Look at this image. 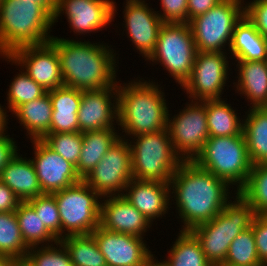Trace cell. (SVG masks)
Returning <instances> with one entry per match:
<instances>
[{
	"mask_svg": "<svg viewBox=\"0 0 267 266\" xmlns=\"http://www.w3.org/2000/svg\"><path fill=\"white\" fill-rule=\"evenodd\" d=\"M159 1L161 10L156 12L164 23H188V0Z\"/></svg>",
	"mask_w": 267,
	"mask_h": 266,
	"instance_id": "obj_40",
	"label": "cell"
},
{
	"mask_svg": "<svg viewBox=\"0 0 267 266\" xmlns=\"http://www.w3.org/2000/svg\"><path fill=\"white\" fill-rule=\"evenodd\" d=\"M0 180L15 193L21 202L44 194L31 159L23 157L20 151L3 168Z\"/></svg>",
	"mask_w": 267,
	"mask_h": 266,
	"instance_id": "obj_25",
	"label": "cell"
},
{
	"mask_svg": "<svg viewBox=\"0 0 267 266\" xmlns=\"http://www.w3.org/2000/svg\"><path fill=\"white\" fill-rule=\"evenodd\" d=\"M29 247L25 244L15 211L0 212V255L22 262Z\"/></svg>",
	"mask_w": 267,
	"mask_h": 266,
	"instance_id": "obj_33",
	"label": "cell"
},
{
	"mask_svg": "<svg viewBox=\"0 0 267 266\" xmlns=\"http://www.w3.org/2000/svg\"><path fill=\"white\" fill-rule=\"evenodd\" d=\"M193 161L227 181L234 192L246 184L252 168L243 132L240 135L209 137Z\"/></svg>",
	"mask_w": 267,
	"mask_h": 266,
	"instance_id": "obj_7",
	"label": "cell"
},
{
	"mask_svg": "<svg viewBox=\"0 0 267 266\" xmlns=\"http://www.w3.org/2000/svg\"><path fill=\"white\" fill-rule=\"evenodd\" d=\"M21 200L0 180V212L16 211Z\"/></svg>",
	"mask_w": 267,
	"mask_h": 266,
	"instance_id": "obj_44",
	"label": "cell"
},
{
	"mask_svg": "<svg viewBox=\"0 0 267 266\" xmlns=\"http://www.w3.org/2000/svg\"><path fill=\"white\" fill-rule=\"evenodd\" d=\"M20 262L9 256L0 255V266H18Z\"/></svg>",
	"mask_w": 267,
	"mask_h": 266,
	"instance_id": "obj_48",
	"label": "cell"
},
{
	"mask_svg": "<svg viewBox=\"0 0 267 266\" xmlns=\"http://www.w3.org/2000/svg\"><path fill=\"white\" fill-rule=\"evenodd\" d=\"M77 114L79 131L82 133L119 128L116 127L118 126V82L110 87L82 91Z\"/></svg>",
	"mask_w": 267,
	"mask_h": 266,
	"instance_id": "obj_18",
	"label": "cell"
},
{
	"mask_svg": "<svg viewBox=\"0 0 267 266\" xmlns=\"http://www.w3.org/2000/svg\"><path fill=\"white\" fill-rule=\"evenodd\" d=\"M82 40L53 36L49 41L57 50L64 85L81 91L115 85L120 54L108 43Z\"/></svg>",
	"mask_w": 267,
	"mask_h": 266,
	"instance_id": "obj_2",
	"label": "cell"
},
{
	"mask_svg": "<svg viewBox=\"0 0 267 266\" xmlns=\"http://www.w3.org/2000/svg\"><path fill=\"white\" fill-rule=\"evenodd\" d=\"M238 192L256 215H267V164L252 165L246 184Z\"/></svg>",
	"mask_w": 267,
	"mask_h": 266,
	"instance_id": "obj_34",
	"label": "cell"
},
{
	"mask_svg": "<svg viewBox=\"0 0 267 266\" xmlns=\"http://www.w3.org/2000/svg\"><path fill=\"white\" fill-rule=\"evenodd\" d=\"M251 227L260 263L267 266V215H256Z\"/></svg>",
	"mask_w": 267,
	"mask_h": 266,
	"instance_id": "obj_42",
	"label": "cell"
},
{
	"mask_svg": "<svg viewBox=\"0 0 267 266\" xmlns=\"http://www.w3.org/2000/svg\"><path fill=\"white\" fill-rule=\"evenodd\" d=\"M17 70H19V73L14 74L16 76L11 80L12 82L6 93V109H9L8 113H13L20 105L40 98L47 93V91L29 77L21 67L18 66Z\"/></svg>",
	"mask_w": 267,
	"mask_h": 266,
	"instance_id": "obj_35",
	"label": "cell"
},
{
	"mask_svg": "<svg viewBox=\"0 0 267 266\" xmlns=\"http://www.w3.org/2000/svg\"><path fill=\"white\" fill-rule=\"evenodd\" d=\"M52 194L60 214L61 239L88 235L100 226L102 196L83 180Z\"/></svg>",
	"mask_w": 267,
	"mask_h": 266,
	"instance_id": "obj_9",
	"label": "cell"
},
{
	"mask_svg": "<svg viewBox=\"0 0 267 266\" xmlns=\"http://www.w3.org/2000/svg\"><path fill=\"white\" fill-rule=\"evenodd\" d=\"M15 138L6 134L4 137H0V176L3 168L17 155L18 145Z\"/></svg>",
	"mask_w": 267,
	"mask_h": 266,
	"instance_id": "obj_43",
	"label": "cell"
},
{
	"mask_svg": "<svg viewBox=\"0 0 267 266\" xmlns=\"http://www.w3.org/2000/svg\"><path fill=\"white\" fill-rule=\"evenodd\" d=\"M147 0H125L123 6L126 38L134 44L138 54L146 59L152 54L158 40V34L164 22L155 8L149 7Z\"/></svg>",
	"mask_w": 267,
	"mask_h": 266,
	"instance_id": "obj_16",
	"label": "cell"
},
{
	"mask_svg": "<svg viewBox=\"0 0 267 266\" xmlns=\"http://www.w3.org/2000/svg\"><path fill=\"white\" fill-rule=\"evenodd\" d=\"M169 186L170 205L174 204L177 209L181 231H190L212 220L237 193L232 194V186L227 181L199 167L193 160L180 163Z\"/></svg>",
	"mask_w": 267,
	"mask_h": 266,
	"instance_id": "obj_1",
	"label": "cell"
},
{
	"mask_svg": "<svg viewBox=\"0 0 267 266\" xmlns=\"http://www.w3.org/2000/svg\"><path fill=\"white\" fill-rule=\"evenodd\" d=\"M255 216L254 208L237 192L212 220L199 224L190 232L212 265L224 263L229 245L239 233L251 227Z\"/></svg>",
	"mask_w": 267,
	"mask_h": 266,
	"instance_id": "obj_5",
	"label": "cell"
},
{
	"mask_svg": "<svg viewBox=\"0 0 267 266\" xmlns=\"http://www.w3.org/2000/svg\"><path fill=\"white\" fill-rule=\"evenodd\" d=\"M22 263L25 266H73L68 251L60 241L29 247Z\"/></svg>",
	"mask_w": 267,
	"mask_h": 266,
	"instance_id": "obj_37",
	"label": "cell"
},
{
	"mask_svg": "<svg viewBox=\"0 0 267 266\" xmlns=\"http://www.w3.org/2000/svg\"><path fill=\"white\" fill-rule=\"evenodd\" d=\"M59 241L68 251L73 266H107L91 234L65 236Z\"/></svg>",
	"mask_w": 267,
	"mask_h": 266,
	"instance_id": "obj_32",
	"label": "cell"
},
{
	"mask_svg": "<svg viewBox=\"0 0 267 266\" xmlns=\"http://www.w3.org/2000/svg\"><path fill=\"white\" fill-rule=\"evenodd\" d=\"M42 140L65 160L77 166L83 145L82 132L49 133Z\"/></svg>",
	"mask_w": 267,
	"mask_h": 266,
	"instance_id": "obj_38",
	"label": "cell"
},
{
	"mask_svg": "<svg viewBox=\"0 0 267 266\" xmlns=\"http://www.w3.org/2000/svg\"><path fill=\"white\" fill-rule=\"evenodd\" d=\"M119 83L118 127L121 128L118 129L122 131L119 133L121 138L129 140L133 136L167 128L169 103L158 82L147 81L138 75L128 83Z\"/></svg>",
	"mask_w": 267,
	"mask_h": 266,
	"instance_id": "obj_3",
	"label": "cell"
},
{
	"mask_svg": "<svg viewBox=\"0 0 267 266\" xmlns=\"http://www.w3.org/2000/svg\"><path fill=\"white\" fill-rule=\"evenodd\" d=\"M197 50L189 23H164L152 54L146 59L159 64L180 88L190 77ZM156 63V64H154Z\"/></svg>",
	"mask_w": 267,
	"mask_h": 266,
	"instance_id": "obj_8",
	"label": "cell"
},
{
	"mask_svg": "<svg viewBox=\"0 0 267 266\" xmlns=\"http://www.w3.org/2000/svg\"><path fill=\"white\" fill-rule=\"evenodd\" d=\"M52 104L50 133L78 132V110L82 91L63 85L47 91Z\"/></svg>",
	"mask_w": 267,
	"mask_h": 266,
	"instance_id": "obj_24",
	"label": "cell"
},
{
	"mask_svg": "<svg viewBox=\"0 0 267 266\" xmlns=\"http://www.w3.org/2000/svg\"><path fill=\"white\" fill-rule=\"evenodd\" d=\"M100 226L107 231L145 238L152 224L123 195H117L102 197Z\"/></svg>",
	"mask_w": 267,
	"mask_h": 266,
	"instance_id": "obj_20",
	"label": "cell"
},
{
	"mask_svg": "<svg viewBox=\"0 0 267 266\" xmlns=\"http://www.w3.org/2000/svg\"><path fill=\"white\" fill-rule=\"evenodd\" d=\"M106 128L102 130L86 131L82 133L83 145L80 158L75 167L81 179L101 161L108 149L120 137L119 129Z\"/></svg>",
	"mask_w": 267,
	"mask_h": 266,
	"instance_id": "obj_28",
	"label": "cell"
},
{
	"mask_svg": "<svg viewBox=\"0 0 267 266\" xmlns=\"http://www.w3.org/2000/svg\"><path fill=\"white\" fill-rule=\"evenodd\" d=\"M6 62L21 67L23 71L46 91L64 85L60 61L56 48L50 43L24 46L8 56H1Z\"/></svg>",
	"mask_w": 267,
	"mask_h": 266,
	"instance_id": "obj_14",
	"label": "cell"
},
{
	"mask_svg": "<svg viewBox=\"0 0 267 266\" xmlns=\"http://www.w3.org/2000/svg\"><path fill=\"white\" fill-rule=\"evenodd\" d=\"M228 99L206 100L207 128L210 137L240 135L243 132L241 113L228 104Z\"/></svg>",
	"mask_w": 267,
	"mask_h": 266,
	"instance_id": "obj_29",
	"label": "cell"
},
{
	"mask_svg": "<svg viewBox=\"0 0 267 266\" xmlns=\"http://www.w3.org/2000/svg\"><path fill=\"white\" fill-rule=\"evenodd\" d=\"M212 266H231V265H228L226 263H217V264H213Z\"/></svg>",
	"mask_w": 267,
	"mask_h": 266,
	"instance_id": "obj_50",
	"label": "cell"
},
{
	"mask_svg": "<svg viewBox=\"0 0 267 266\" xmlns=\"http://www.w3.org/2000/svg\"><path fill=\"white\" fill-rule=\"evenodd\" d=\"M243 135L252 165L267 164V107L246 110Z\"/></svg>",
	"mask_w": 267,
	"mask_h": 266,
	"instance_id": "obj_27",
	"label": "cell"
},
{
	"mask_svg": "<svg viewBox=\"0 0 267 266\" xmlns=\"http://www.w3.org/2000/svg\"><path fill=\"white\" fill-rule=\"evenodd\" d=\"M244 4V0H222L189 21L197 52L228 53L234 27L244 15Z\"/></svg>",
	"mask_w": 267,
	"mask_h": 266,
	"instance_id": "obj_10",
	"label": "cell"
},
{
	"mask_svg": "<svg viewBox=\"0 0 267 266\" xmlns=\"http://www.w3.org/2000/svg\"><path fill=\"white\" fill-rule=\"evenodd\" d=\"M231 266H262L252 227L239 233L229 245L225 262Z\"/></svg>",
	"mask_w": 267,
	"mask_h": 266,
	"instance_id": "obj_36",
	"label": "cell"
},
{
	"mask_svg": "<svg viewBox=\"0 0 267 266\" xmlns=\"http://www.w3.org/2000/svg\"><path fill=\"white\" fill-rule=\"evenodd\" d=\"M53 16L34 0L0 2V56L51 40Z\"/></svg>",
	"mask_w": 267,
	"mask_h": 266,
	"instance_id": "obj_4",
	"label": "cell"
},
{
	"mask_svg": "<svg viewBox=\"0 0 267 266\" xmlns=\"http://www.w3.org/2000/svg\"><path fill=\"white\" fill-rule=\"evenodd\" d=\"M91 235L104 255L107 266H140L153 255L142 237L107 231L101 226Z\"/></svg>",
	"mask_w": 267,
	"mask_h": 266,
	"instance_id": "obj_19",
	"label": "cell"
},
{
	"mask_svg": "<svg viewBox=\"0 0 267 266\" xmlns=\"http://www.w3.org/2000/svg\"><path fill=\"white\" fill-rule=\"evenodd\" d=\"M52 104L47 92L40 98L20 105L12 115L18 119L30 140L42 139L50 133Z\"/></svg>",
	"mask_w": 267,
	"mask_h": 266,
	"instance_id": "obj_26",
	"label": "cell"
},
{
	"mask_svg": "<svg viewBox=\"0 0 267 266\" xmlns=\"http://www.w3.org/2000/svg\"><path fill=\"white\" fill-rule=\"evenodd\" d=\"M133 179L128 139L119 137L82 180L102 197L122 195Z\"/></svg>",
	"mask_w": 267,
	"mask_h": 266,
	"instance_id": "obj_13",
	"label": "cell"
},
{
	"mask_svg": "<svg viewBox=\"0 0 267 266\" xmlns=\"http://www.w3.org/2000/svg\"><path fill=\"white\" fill-rule=\"evenodd\" d=\"M235 93L245 97L250 108L267 107V61H235ZM237 69V70H236ZM237 91V92H236ZM250 103V104H249Z\"/></svg>",
	"mask_w": 267,
	"mask_h": 266,
	"instance_id": "obj_22",
	"label": "cell"
},
{
	"mask_svg": "<svg viewBox=\"0 0 267 266\" xmlns=\"http://www.w3.org/2000/svg\"><path fill=\"white\" fill-rule=\"evenodd\" d=\"M130 139L133 179L169 183L183 160L174 151L168 128Z\"/></svg>",
	"mask_w": 267,
	"mask_h": 266,
	"instance_id": "obj_6",
	"label": "cell"
},
{
	"mask_svg": "<svg viewBox=\"0 0 267 266\" xmlns=\"http://www.w3.org/2000/svg\"><path fill=\"white\" fill-rule=\"evenodd\" d=\"M58 0H34L35 3L43 6L52 16L55 15Z\"/></svg>",
	"mask_w": 267,
	"mask_h": 266,
	"instance_id": "obj_47",
	"label": "cell"
},
{
	"mask_svg": "<svg viewBox=\"0 0 267 266\" xmlns=\"http://www.w3.org/2000/svg\"><path fill=\"white\" fill-rule=\"evenodd\" d=\"M172 242L168 257L163 259L166 266H212L206 259L200 243L190 231H179Z\"/></svg>",
	"mask_w": 267,
	"mask_h": 266,
	"instance_id": "obj_30",
	"label": "cell"
},
{
	"mask_svg": "<svg viewBox=\"0 0 267 266\" xmlns=\"http://www.w3.org/2000/svg\"><path fill=\"white\" fill-rule=\"evenodd\" d=\"M185 103L172 117L168 110L167 128L175 153L183 161H192L210 137L207 128L206 100Z\"/></svg>",
	"mask_w": 267,
	"mask_h": 266,
	"instance_id": "obj_11",
	"label": "cell"
},
{
	"mask_svg": "<svg viewBox=\"0 0 267 266\" xmlns=\"http://www.w3.org/2000/svg\"><path fill=\"white\" fill-rule=\"evenodd\" d=\"M229 55L235 61H267V39L245 14L234 27Z\"/></svg>",
	"mask_w": 267,
	"mask_h": 266,
	"instance_id": "obj_23",
	"label": "cell"
},
{
	"mask_svg": "<svg viewBox=\"0 0 267 266\" xmlns=\"http://www.w3.org/2000/svg\"><path fill=\"white\" fill-rule=\"evenodd\" d=\"M229 53L197 52L190 77L182 86L192 101L225 99L222 97L231 68ZM229 57V58H228Z\"/></svg>",
	"mask_w": 267,
	"mask_h": 266,
	"instance_id": "obj_12",
	"label": "cell"
},
{
	"mask_svg": "<svg viewBox=\"0 0 267 266\" xmlns=\"http://www.w3.org/2000/svg\"><path fill=\"white\" fill-rule=\"evenodd\" d=\"M39 215L44 226L58 239H61V221L58 206L53 194L44 193L26 201Z\"/></svg>",
	"mask_w": 267,
	"mask_h": 266,
	"instance_id": "obj_39",
	"label": "cell"
},
{
	"mask_svg": "<svg viewBox=\"0 0 267 266\" xmlns=\"http://www.w3.org/2000/svg\"><path fill=\"white\" fill-rule=\"evenodd\" d=\"M31 161L43 193L52 194L80 182L75 166L52 150L42 139L30 140Z\"/></svg>",
	"mask_w": 267,
	"mask_h": 266,
	"instance_id": "obj_17",
	"label": "cell"
},
{
	"mask_svg": "<svg viewBox=\"0 0 267 266\" xmlns=\"http://www.w3.org/2000/svg\"><path fill=\"white\" fill-rule=\"evenodd\" d=\"M8 110L0 104V137H4L7 134L9 115Z\"/></svg>",
	"mask_w": 267,
	"mask_h": 266,
	"instance_id": "obj_46",
	"label": "cell"
},
{
	"mask_svg": "<svg viewBox=\"0 0 267 266\" xmlns=\"http://www.w3.org/2000/svg\"><path fill=\"white\" fill-rule=\"evenodd\" d=\"M18 266H25L22 262H20V264Z\"/></svg>",
	"mask_w": 267,
	"mask_h": 266,
	"instance_id": "obj_51",
	"label": "cell"
},
{
	"mask_svg": "<svg viewBox=\"0 0 267 266\" xmlns=\"http://www.w3.org/2000/svg\"><path fill=\"white\" fill-rule=\"evenodd\" d=\"M15 213L23 240L28 247L51 245L59 241L27 202H21Z\"/></svg>",
	"mask_w": 267,
	"mask_h": 266,
	"instance_id": "obj_31",
	"label": "cell"
},
{
	"mask_svg": "<svg viewBox=\"0 0 267 266\" xmlns=\"http://www.w3.org/2000/svg\"><path fill=\"white\" fill-rule=\"evenodd\" d=\"M116 5L114 0H58L53 25L65 14L74 35L98 33L114 21Z\"/></svg>",
	"mask_w": 267,
	"mask_h": 266,
	"instance_id": "obj_15",
	"label": "cell"
},
{
	"mask_svg": "<svg viewBox=\"0 0 267 266\" xmlns=\"http://www.w3.org/2000/svg\"><path fill=\"white\" fill-rule=\"evenodd\" d=\"M153 225L166 217L170 208L169 183L132 179L122 194ZM170 206V207H169Z\"/></svg>",
	"mask_w": 267,
	"mask_h": 266,
	"instance_id": "obj_21",
	"label": "cell"
},
{
	"mask_svg": "<svg viewBox=\"0 0 267 266\" xmlns=\"http://www.w3.org/2000/svg\"><path fill=\"white\" fill-rule=\"evenodd\" d=\"M222 0H188V23L194 17L204 14Z\"/></svg>",
	"mask_w": 267,
	"mask_h": 266,
	"instance_id": "obj_45",
	"label": "cell"
},
{
	"mask_svg": "<svg viewBox=\"0 0 267 266\" xmlns=\"http://www.w3.org/2000/svg\"><path fill=\"white\" fill-rule=\"evenodd\" d=\"M244 1V14L267 39V0Z\"/></svg>",
	"mask_w": 267,
	"mask_h": 266,
	"instance_id": "obj_41",
	"label": "cell"
},
{
	"mask_svg": "<svg viewBox=\"0 0 267 266\" xmlns=\"http://www.w3.org/2000/svg\"><path fill=\"white\" fill-rule=\"evenodd\" d=\"M155 257V254H153L140 266H166L163 260L158 261Z\"/></svg>",
	"mask_w": 267,
	"mask_h": 266,
	"instance_id": "obj_49",
	"label": "cell"
}]
</instances>
